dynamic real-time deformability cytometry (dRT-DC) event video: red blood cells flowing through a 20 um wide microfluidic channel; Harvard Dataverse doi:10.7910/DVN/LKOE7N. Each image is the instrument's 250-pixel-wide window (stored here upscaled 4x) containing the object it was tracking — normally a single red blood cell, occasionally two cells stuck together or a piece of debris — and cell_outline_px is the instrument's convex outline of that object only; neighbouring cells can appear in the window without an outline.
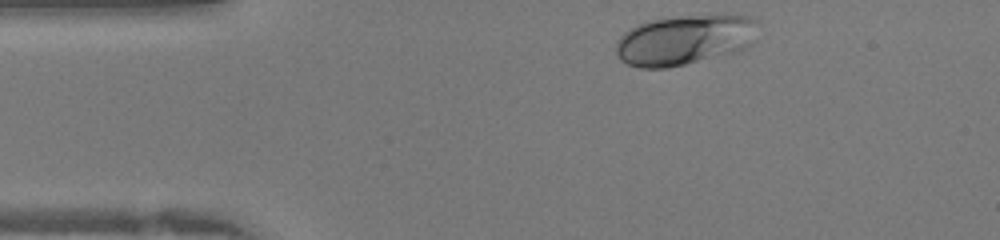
{"species": "human", "species_latin": "Homo sapiens", "temperature_condition": "warm", "stored_images_in_passage": 29, "camera_frame_rate_fps": 3000, "um_per_image_px": 0.085, "donor": {"sex": "female"}, "frame": {"image": 1, "passage_image": 1, "time_ms": 0.0, "image_size_px": [1000, 240], "cell_outline_px": [[756, 20], [752, 44], [736, 52], [668, 68], [640, 68], [628, 64], [620, 60], [616, 56], [616, 40], [624, 32], [636, 24], [648, 20], [708, 12], [748, 16]], "centroid_in_image_um": [58.16, 3.35], "position_along_channel_um": 26.8, "area_um2": 42.25}}
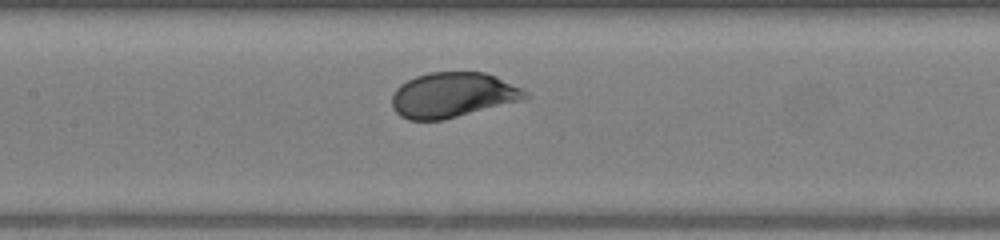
{"frame": {"image": 2, "passage_image": 13, "time_ms": 4.0, "image_size_px": [1000, 240], "cell_outline_px": [[532, 96], [524, 100], [444, 120], [408, 120], [400, 116], [392, 108], [392, 96], [396, 88], [400, 84], [416, 76], [428, 72], [484, 72], [496, 76], [528, 92]], "centroid_in_image_um": [38.49, 8.08], "position_along_channel_um": 168.9, "area_um2": 35.26}}
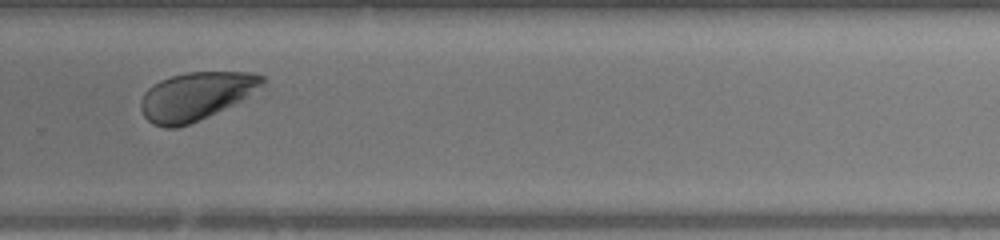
{"frame": {"image": 3, "passage_image": 22, "time_ms": 7.0, "image_size_px": [1000, 240], "cell_outline_px": [[264, 84], [240, 100], [208, 116], [188, 124], [176, 128], [164, 128], [152, 124], [144, 116], [140, 108], [140, 100], [144, 92], [148, 88], [160, 80], [172, 76], [188, 72], [252, 72], [264, 76]], "centroid_in_image_um": [16.6, 8.17], "position_along_channel_um": 313.2, "area_um2": 33.7}}